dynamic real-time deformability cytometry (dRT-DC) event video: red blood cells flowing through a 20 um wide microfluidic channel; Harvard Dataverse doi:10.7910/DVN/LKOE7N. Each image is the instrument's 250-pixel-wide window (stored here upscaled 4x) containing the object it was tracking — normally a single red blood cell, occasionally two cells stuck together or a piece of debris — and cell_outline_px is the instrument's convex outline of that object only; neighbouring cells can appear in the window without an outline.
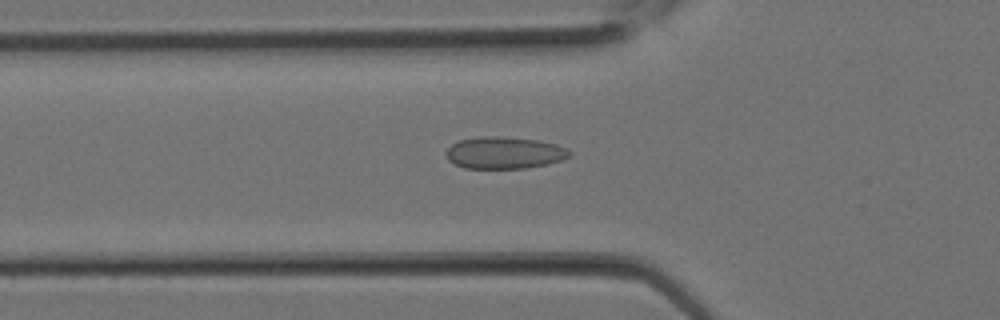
{"species": "Egyptian fruit bat (a non-hibernating species)", "species_latin": "Rousettus aegyptiacus", "temperature_condition": "room temperature", "stored_images_in_passage": 8, "camera_frame_rate_fps": 3000, "um_per_image_px": 0.085, "animal": {"sex": "female"}, "frame": {"image": 1, "passage_image": 4, "time_ms": 1.0, "image_size_px": [1000, 320], "cell_outline_px": [[572, 156], [548, 164], [524, 168], [464, 168], [448, 160], [444, 152], [452, 144], [460, 140], [480, 136], [500, 136], [540, 140], [556, 144], [572, 152]], "centroid_in_image_um": [42.87, 12.98], "position_along_channel_um": 82.9, "area_um2": 23.06}}
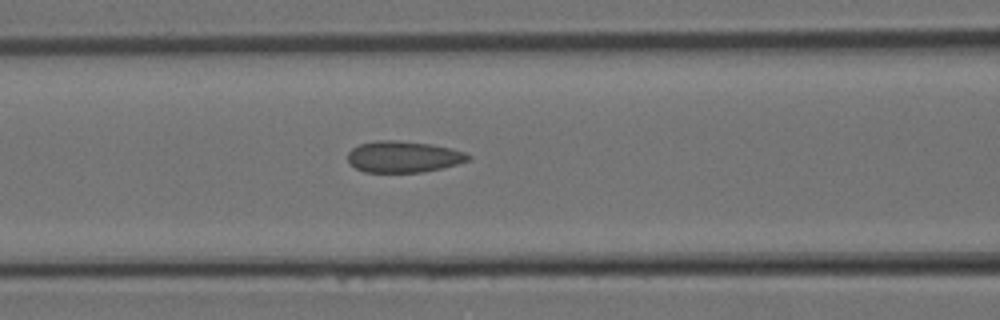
{"frame": {"image": 2, "passage_image": 6, "time_ms": 1.667, "image_size_px": [1000, 320], "cell_outline_px": [[472, 156], [468, 160], [456, 164], [440, 168], [420, 172], [364, 172], [356, 168], [348, 160], [348, 152], [352, 148], [360, 144], [376, 140], [396, 140], [432, 144], [452, 148], [464, 152]], "centroid_in_image_um": [34.28, 13.31], "position_along_channel_um": 132.3, "area_um2": 21.91}}
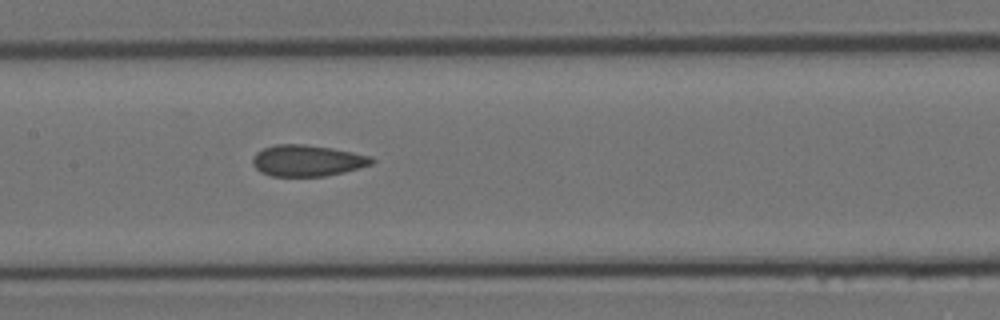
{"frame": {"image": 3, "passage_image": 8, "time_ms": 2.333, "image_size_px": [1000, 320], "cell_outline_px": [[376, 160], [372, 164], [344, 172], [324, 176], [272, 176], [260, 172], [252, 164], [252, 160], [256, 152], [264, 148], [276, 144], [304, 144], [332, 148], [372, 156]], "centroid_in_image_um": [26.12, 13.65], "position_along_channel_um": 181.3, "area_um2": 21.73}}